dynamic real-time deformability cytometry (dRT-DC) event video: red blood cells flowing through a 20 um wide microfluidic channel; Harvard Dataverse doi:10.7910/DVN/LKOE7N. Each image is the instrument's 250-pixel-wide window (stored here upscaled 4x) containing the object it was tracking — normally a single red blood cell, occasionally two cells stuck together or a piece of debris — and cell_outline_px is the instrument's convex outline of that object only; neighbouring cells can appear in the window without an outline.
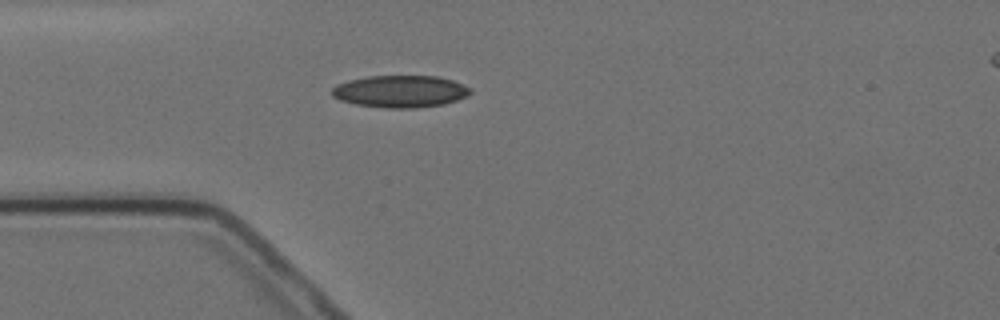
{"species": "Egyptian fruit bat (a non-hibernating species)", "species_latin": "Rousettus aegyptiacus", "temperature_condition": "cold", "stored_images_in_passage": 3, "camera_frame_rate_fps": 3000, "um_per_image_px": 0.085, "animal": {"sex": "female"}, "frame": {"image": 1, "passage_image": 3, "time_ms": 2.333, "image_size_px": [1000, 320], "cell_outline_px": [[472, 92], [468, 96], [444, 104], [416, 108], [384, 108], [356, 104], [340, 100], [332, 96], [328, 92], [336, 84], [348, 80], [368, 76], [436, 76], [452, 80], [472, 88]], "centroid_in_image_um": [34.0, 7.77], "position_along_channel_um": 51.0, "area_um2": 26.13}}